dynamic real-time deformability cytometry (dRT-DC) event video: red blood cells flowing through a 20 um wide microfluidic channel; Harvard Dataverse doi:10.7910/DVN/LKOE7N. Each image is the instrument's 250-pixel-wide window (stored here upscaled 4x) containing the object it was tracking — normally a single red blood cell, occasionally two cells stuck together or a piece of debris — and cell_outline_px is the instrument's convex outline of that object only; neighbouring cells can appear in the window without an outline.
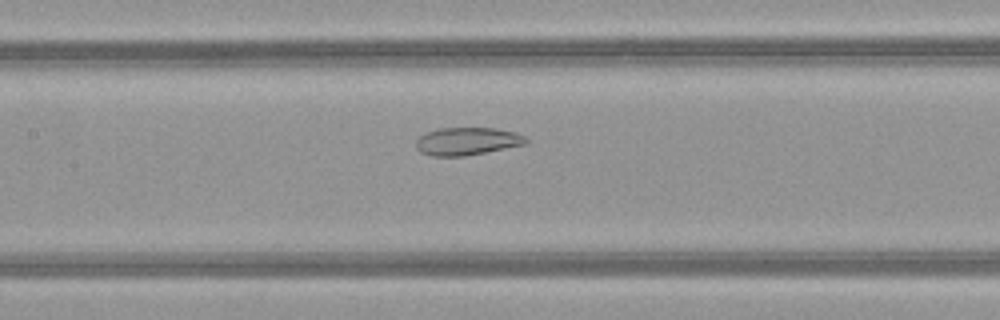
{"species": "common noctule bat (a hibernating species)", "species_latin": "Nyctalus noctula", "temperature_condition": "warm", "stored_images_in_passage": 38, "camera_frame_rate_fps": 3000, "um_per_image_px": 0.085, "animal": {"sex": "female", "body_mass_g": 21.9}, "frame": {"image": 1, "passage_image": 15, "time_ms": 4.667, "image_size_px": [1000, 320], "cell_outline_px": [[528, 144], [464, 156], [432, 156], [420, 152], [416, 148], [416, 140], [420, 136], [428, 132], [440, 128], [496, 128], [516, 132], [524, 136], [528, 140]], "centroid_in_image_um": [39.73, 12.01], "position_along_channel_um": 167.7, "area_um2": 17.8}}
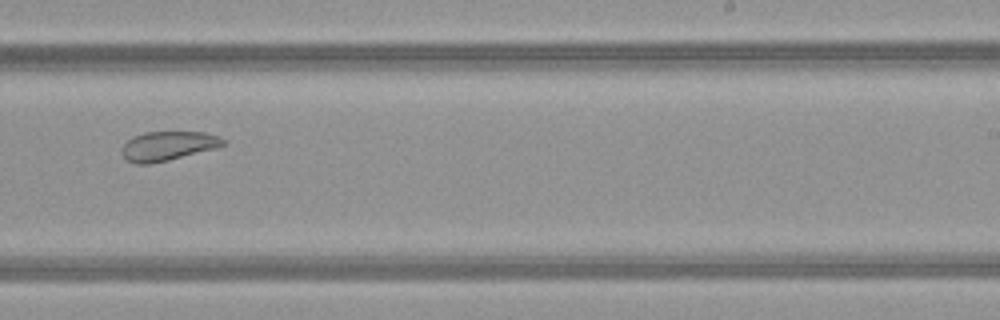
{"frame": {"image": 2, "passage_image": 23, "time_ms": 7.333, "image_size_px": [1000, 320], "cell_outline_px": [[228, 144], [216, 148], [168, 160], [148, 164], [136, 164], [124, 160], [120, 152], [120, 148], [132, 136], [144, 132], [204, 132], [216, 136], [224, 140]], "centroid_in_image_um": [14.21, 12.41], "position_along_channel_um": 274.8, "area_um2": 17.4}}
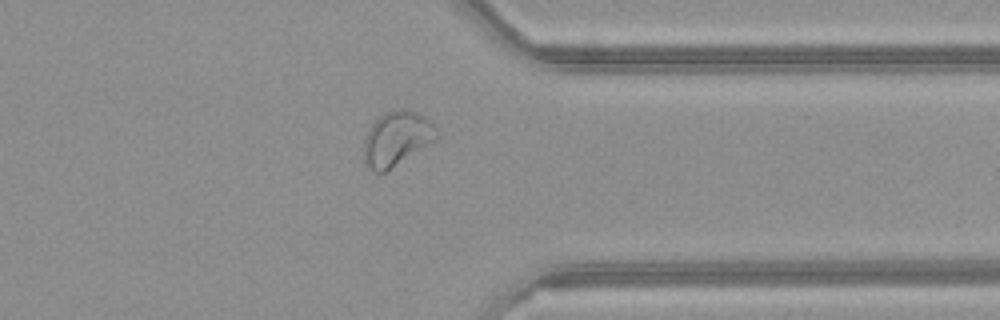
{"frame": {"image": 3, "passage_image": 31, "time_ms": 10.0, "image_size_px": [1000, 320], "cell_outline_px": [[440, 136], [436, 140], [384, 172], [372, 172], [364, 164], [364, 140], [368, 128], [384, 112], [400, 108], [404, 108], [416, 112], [424, 116], [440, 132]], "centroid_in_image_um": [33.71, 11.77], "position_along_channel_um": 377.7, "area_um2": 23.18}}